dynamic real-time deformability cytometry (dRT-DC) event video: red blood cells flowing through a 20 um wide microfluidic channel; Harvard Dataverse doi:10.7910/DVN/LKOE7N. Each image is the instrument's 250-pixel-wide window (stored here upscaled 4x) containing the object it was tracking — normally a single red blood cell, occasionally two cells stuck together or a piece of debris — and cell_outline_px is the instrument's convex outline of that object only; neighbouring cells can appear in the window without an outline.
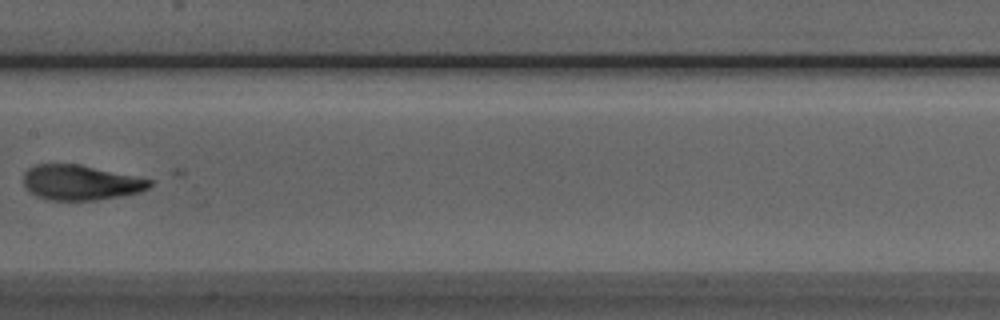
{"species": "Egyptian fruit bat (a non-hibernating species)", "species_latin": "Rousettus aegyptiacus", "temperature_condition": "room temperature", "stored_images_in_passage": 41, "camera_frame_rate_fps": 3000, "um_per_image_px": 0.085, "animal": {"sex": "male"}, "frame": {"image": 1, "passage_image": 15, "time_ms": 4.667, "image_size_px": [1000, 320], "cell_outline_px": [[152, 184], [148, 188], [140, 192], [120, 196], [96, 200], [52, 200], [36, 196], [24, 188], [24, 172], [28, 168], [36, 164], [80, 164], [152, 180]], "centroid_in_image_um": [6.82, 15.51], "position_along_channel_um": 200.6, "area_um2": 25.72}}
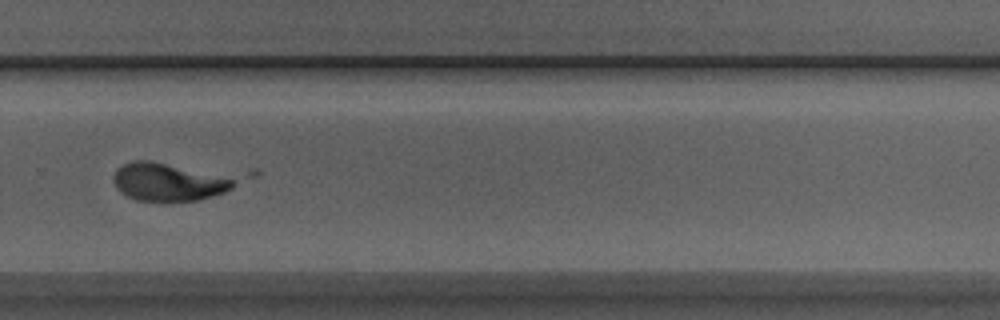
{"frame": {"image": 2, "passage_image": 24, "time_ms": 7.667, "image_size_px": [1000, 320], "cell_outline_px": [[232, 188], [224, 192], [200, 200], [164, 204], [160, 204], [136, 200], [120, 192], [116, 188], [112, 180], [112, 176], [124, 164], [132, 160], [148, 160], [232, 180]], "centroid_in_image_um": [14.14, 15.55], "position_along_channel_um": 315.7, "area_um2": 26.13}}
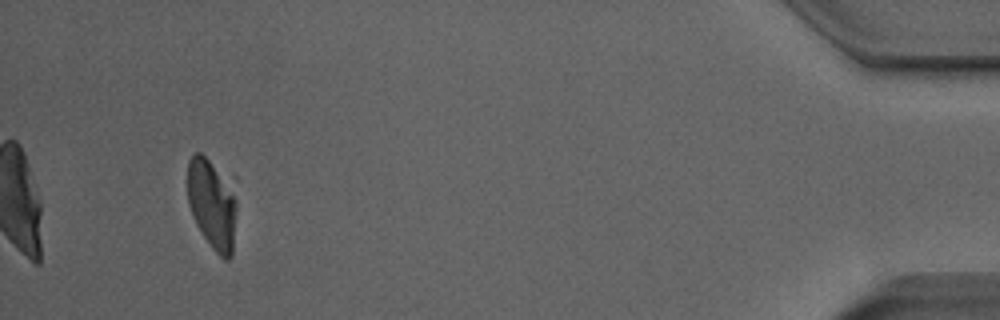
{"frame": {"image": 3, "passage_image": 38, "time_ms": 12.333, "image_size_px": [1000, 320], "cell_outline_px": [[236, 204], [232, 256], [228, 260], [224, 260], [212, 248], [196, 224], [188, 204], [188, 160], [196, 152], [200, 152], [208, 160], [220, 176], [236, 200]], "centroid_in_image_um": [17.98, 17.44], "position_along_channel_um": 417.2, "area_um2": 24.57}}